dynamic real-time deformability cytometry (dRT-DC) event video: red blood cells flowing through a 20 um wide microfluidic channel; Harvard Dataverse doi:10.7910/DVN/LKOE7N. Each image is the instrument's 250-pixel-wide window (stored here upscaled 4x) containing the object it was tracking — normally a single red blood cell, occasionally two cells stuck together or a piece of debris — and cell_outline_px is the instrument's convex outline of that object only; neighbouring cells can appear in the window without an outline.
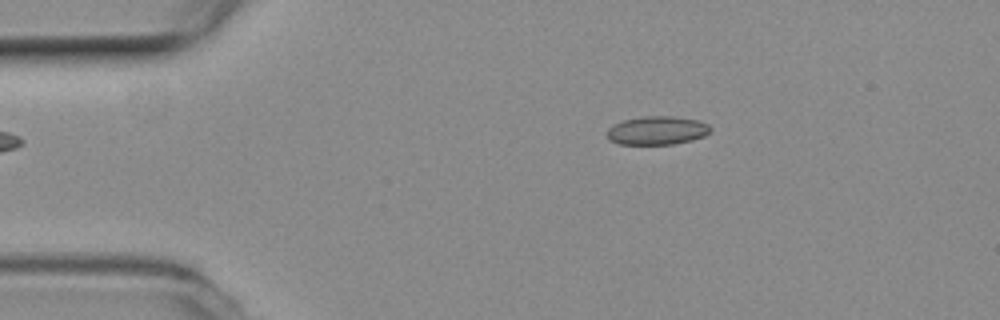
{"species": "common noctule bat (a hibernating species)", "species_latin": "Nyctalus noctula", "temperature_condition": "room temperature", "stored_images_in_passage": 3, "camera_frame_rate_fps": 3000, "um_per_image_px": 0.085, "animal": {"sex": "female", "body_mass_g": 19.3, "forearm_length_mm": 54.1}, "frame": {"image": 1, "passage_image": 1, "time_ms": 0.0, "image_size_px": [1000, 320], "cell_outline_px": [[712, 128], [704, 136], [692, 140], [672, 144], [620, 144], [608, 140], [608, 128], [624, 120], [644, 116], [672, 116], [696, 120], [708, 124]], "centroid_in_image_um": [55.86, 11.09], "position_along_channel_um": 29.1, "area_um2": 16.99}}